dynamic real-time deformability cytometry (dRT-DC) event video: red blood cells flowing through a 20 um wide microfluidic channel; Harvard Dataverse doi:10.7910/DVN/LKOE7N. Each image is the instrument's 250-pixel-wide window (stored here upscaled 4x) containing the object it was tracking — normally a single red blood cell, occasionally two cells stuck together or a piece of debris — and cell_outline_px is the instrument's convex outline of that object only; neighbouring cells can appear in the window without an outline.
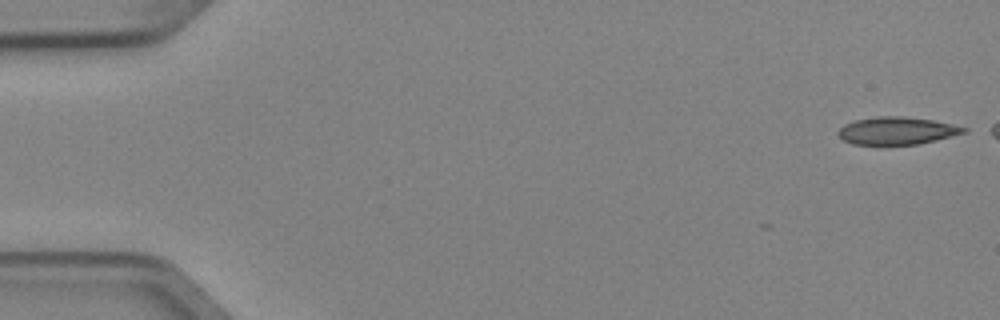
{"species": "Egyptian fruit bat (a non-hibernating species)", "species_latin": "Rousettus aegyptiacus", "temperature_condition": "cold", "stored_images_in_passage": 4, "camera_frame_rate_fps": 3000, "um_per_image_px": 0.085, "animal": {"sex": "female"}, "frame": {"image": 1, "passage_image": 1, "time_ms": 0.0, "image_size_px": [1000, 320], "cell_outline_px": [[968, 132], [936, 140], [916, 144], [852, 144], [844, 140], [836, 132], [844, 124], [856, 120], [880, 116], [900, 116], [932, 120], [952, 124], [968, 128]], "centroid_in_image_um": [76.25, 11.11], "position_along_channel_um": 8.7, "area_um2": 19.94}}